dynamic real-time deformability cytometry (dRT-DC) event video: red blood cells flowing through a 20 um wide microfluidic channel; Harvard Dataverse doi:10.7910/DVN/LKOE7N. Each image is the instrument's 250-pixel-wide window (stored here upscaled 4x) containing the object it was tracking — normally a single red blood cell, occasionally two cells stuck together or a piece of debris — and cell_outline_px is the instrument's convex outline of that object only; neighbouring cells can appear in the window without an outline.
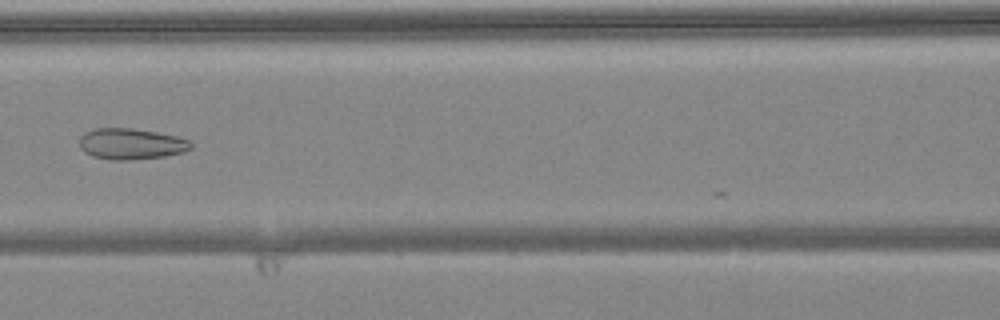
{"species": "common noctule bat (a hibernating species)", "species_latin": "Nyctalus noctula", "temperature_condition": "warm", "stored_images_in_passage": 5, "camera_frame_rate_fps": 3000, "um_per_image_px": 0.085, "animal": {"sex": "female", "body_mass_g": 24.6, "forearm_length_mm": 56.2}, "frame": {"image": 1, "passage_image": 5, "time_ms": 1.333, "image_size_px": [1000, 320], "cell_outline_px": [[192, 148], [184, 152], [164, 156], [128, 160], [112, 160], [92, 156], [84, 152], [80, 148], [80, 136], [84, 132], [92, 128], [132, 128], [156, 132], [176, 136], [188, 140], [192, 144]], "centroid_in_image_um": [11.11, 12.22], "position_along_channel_um": 155.5, "area_um2": 20.23}}